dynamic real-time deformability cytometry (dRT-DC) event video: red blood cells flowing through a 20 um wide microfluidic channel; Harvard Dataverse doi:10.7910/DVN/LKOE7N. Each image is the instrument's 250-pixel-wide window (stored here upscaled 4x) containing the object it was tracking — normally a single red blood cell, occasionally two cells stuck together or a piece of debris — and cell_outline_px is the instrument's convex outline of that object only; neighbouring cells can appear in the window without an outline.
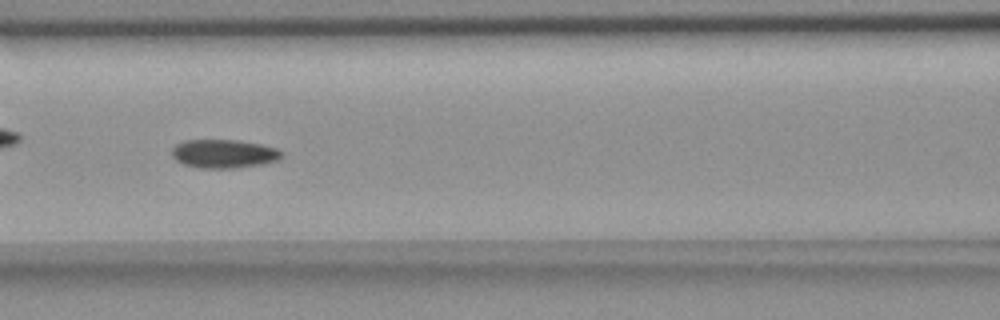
{"species": "common noctule bat (a hibernating species)", "species_latin": "Nyctalus noctula", "temperature_condition": "room temperature", "stored_images_in_passage": 15, "camera_frame_rate_fps": 3000, "um_per_image_px": 0.085, "animal": {"sex": "female", "body_mass_g": 18.4}, "frame": {"image": 1, "passage_image": 7, "time_ms": 7.667, "image_size_px": [1000, 320], "cell_outline_px": [[284, 156], [276, 160], [264, 164], [236, 168], [200, 168], [184, 164], [176, 160], [172, 156], [172, 148], [176, 144], [184, 140], [236, 140], [260, 144], [276, 148], [284, 152]], "centroid_in_image_um": [19.04, 13.07], "position_along_channel_um": 147.6, "area_um2": 18.38}}
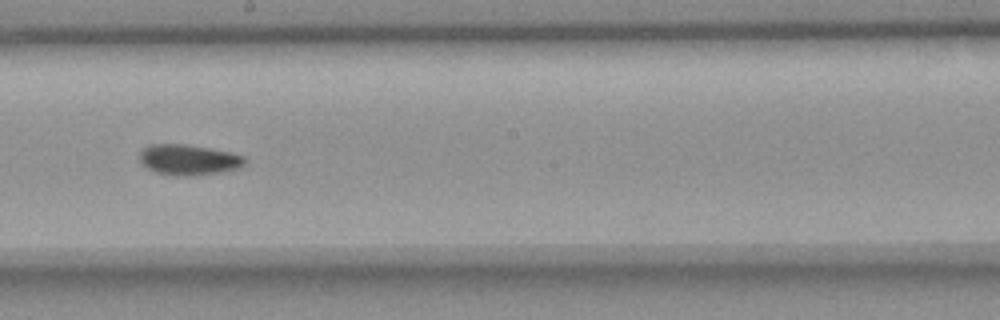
{"frame": {"image": 2, "passage_image": 9, "time_ms": 10.0, "image_size_px": [1000, 320], "cell_outline_px": [[248, 164], [240, 168], [220, 172], [196, 176], [168, 176], [156, 172], [148, 168], [140, 160], [140, 152], [148, 144], [184, 144], [232, 152], [244, 156], [248, 160]], "centroid_in_image_um": [16.09, 13.59], "position_along_channel_um": 232.1, "area_um2": 19.07}}
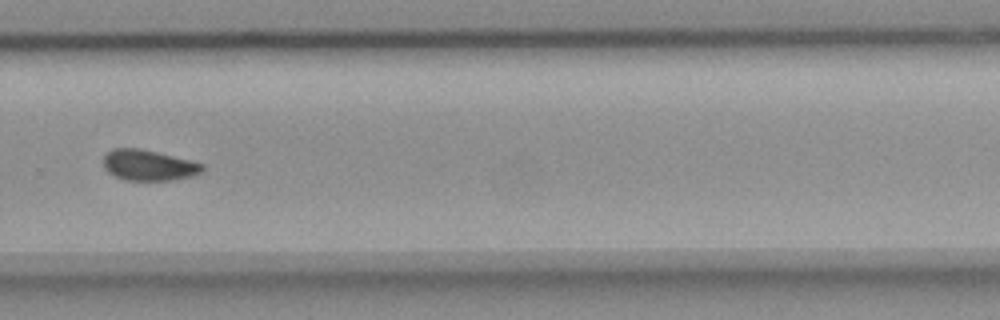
{"frame": {"image": 3, "passage_image": 11, "time_ms": 12.333, "image_size_px": [1000, 320], "cell_outline_px": [[204, 172], [196, 176], [172, 180], [128, 180], [116, 176], [108, 172], [104, 168], [104, 156], [112, 148], [140, 148], [192, 160], [204, 164]], "centroid_in_image_um": [12.7, 14.04], "position_along_channel_um": 317.1, "area_um2": 17.92}, "authors_computed_cell_mechanics": {"area_um2": 17.8024, "velocity_mm_per_s": 3.6425, "shape_relaxation_time_tau1_ms": 5.7847, "shape_relaxation_time_tau2_ms": 1.5463, "deformation_change_tau1": 0.0766, "deformation_change_tau2": 0.036}}